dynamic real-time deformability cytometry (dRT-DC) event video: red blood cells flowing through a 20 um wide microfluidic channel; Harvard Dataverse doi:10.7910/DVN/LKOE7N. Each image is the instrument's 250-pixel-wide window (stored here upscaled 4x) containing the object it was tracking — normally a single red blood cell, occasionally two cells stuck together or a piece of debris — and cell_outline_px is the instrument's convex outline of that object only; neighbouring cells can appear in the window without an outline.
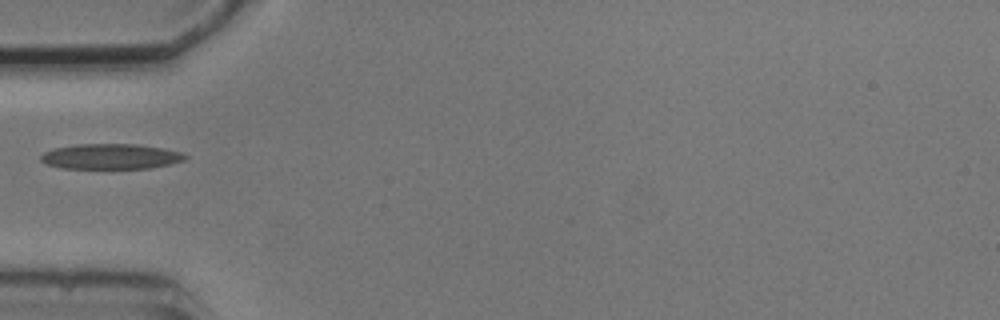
{"species": "common noctule bat (a hibernating species)", "species_latin": "Nyctalus noctula", "temperature_condition": "cold", "stored_images_in_passage": 3, "camera_frame_rate_fps": 3000, "um_per_image_px": 0.085, "animal": {"sex": "male", "body_mass_g": 20.5, "forearm_length_mm": 52.5}, "frame": {"image": 1, "passage_image": 3, "time_ms": 3.0, "image_size_px": [1000, 320], "cell_outline_px": [[188, 156], [184, 160], [152, 168], [60, 168], [48, 164], [40, 160], [40, 156], [44, 152], [56, 148], [76, 144], [136, 144], [164, 148], [184, 152]], "centroid_in_image_um": [9.44, 13.29], "position_along_channel_um": 75.6, "area_um2": 21.27}}